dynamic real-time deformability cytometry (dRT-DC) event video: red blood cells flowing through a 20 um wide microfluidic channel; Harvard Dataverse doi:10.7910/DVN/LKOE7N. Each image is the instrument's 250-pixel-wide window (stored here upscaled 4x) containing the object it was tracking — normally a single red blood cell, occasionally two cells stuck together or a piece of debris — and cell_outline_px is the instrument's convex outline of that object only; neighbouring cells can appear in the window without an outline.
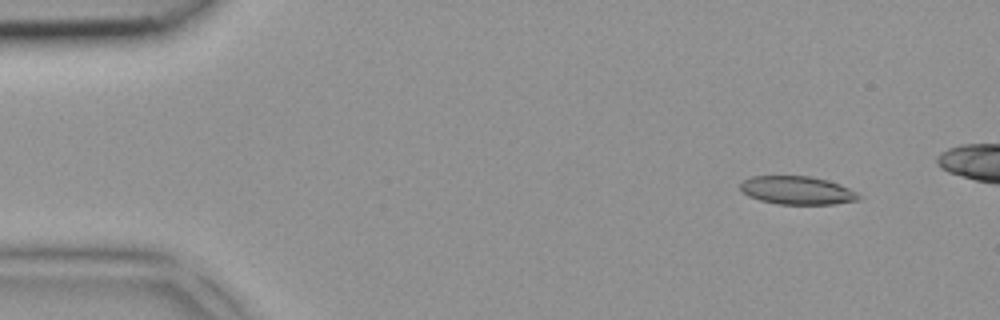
{"species": "common noctule bat (a hibernating species)", "species_latin": "Nyctalus noctula", "temperature_condition": "room temperature", "stored_images_in_passage": 4, "camera_frame_rate_fps": 3000, "um_per_image_px": 0.085, "animal": {"sex": "female", "body_mass_g": 18.4}, "frame": {"image": 1, "passage_image": 1, "time_ms": 0.0, "image_size_px": [1000, 320], "cell_outline_px": [[864, 196], [860, 200], [836, 204], [776, 204], [760, 200], [748, 196], [740, 188], [740, 184], [744, 180], [752, 176], [808, 176], [828, 180], [840, 184]], "centroid_in_image_um": [67.8, 16.19], "position_along_channel_um": 17.2, "area_um2": 19.59}}